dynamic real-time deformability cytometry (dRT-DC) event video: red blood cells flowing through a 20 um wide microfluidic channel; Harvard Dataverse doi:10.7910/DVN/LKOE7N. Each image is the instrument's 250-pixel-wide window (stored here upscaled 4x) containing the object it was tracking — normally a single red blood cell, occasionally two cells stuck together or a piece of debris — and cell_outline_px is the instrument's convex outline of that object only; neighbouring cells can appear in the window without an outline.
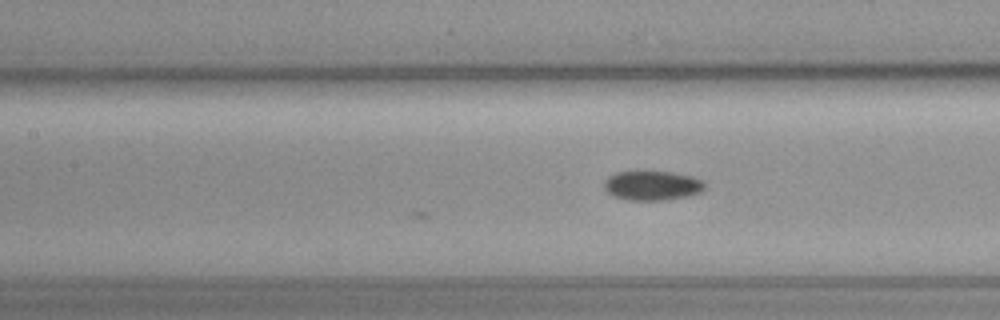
{"species": "common noctule bat (a hibernating species)", "species_latin": "Nyctalus noctula", "temperature_condition": "cold", "stored_images_in_passage": 10, "camera_frame_rate_fps": 3000, "um_per_image_px": 0.085, "animal": {"sex": "female", "body_mass_g": 19.3, "forearm_length_mm": 54.1}, "frame": {"image": 1, "passage_image": 10, "time_ms": 3.0, "image_size_px": [1000, 320], "cell_outline_px": [[704, 188], [700, 192], [688, 196], [668, 200], [628, 200], [612, 196], [604, 188], [604, 180], [608, 176], [616, 172], [672, 172], [692, 176], [700, 180], [704, 184]], "centroid_in_image_um": [55.41, 15.78], "position_along_channel_um": 152.0, "area_um2": 17.22}}